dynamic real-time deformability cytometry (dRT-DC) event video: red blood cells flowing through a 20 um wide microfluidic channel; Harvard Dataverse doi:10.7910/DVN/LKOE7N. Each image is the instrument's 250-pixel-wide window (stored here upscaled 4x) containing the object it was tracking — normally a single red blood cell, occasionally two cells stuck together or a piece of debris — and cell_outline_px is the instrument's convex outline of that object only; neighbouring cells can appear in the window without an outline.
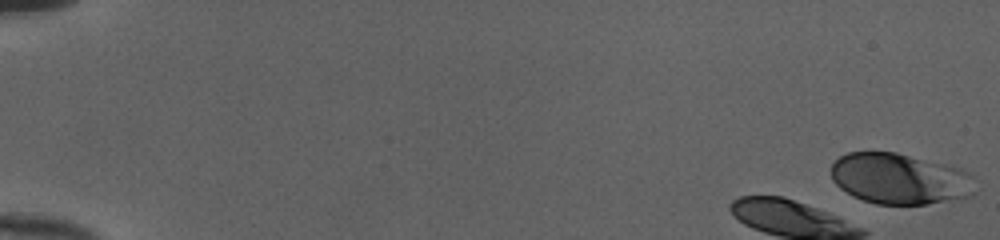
{"species": "human", "species_latin": "Homo sapiens", "temperature_condition": "cold", "stored_images_in_passage": 17, "camera_frame_rate_fps": 3000, "um_per_image_px": 0.085, "donor": {"sex": "female"}, "frame": {"image": 1, "passage_image": 1, "time_ms": 0.0, "image_size_px": [1000, 240], "cell_outline_px": [[980, 188], [972, 196], [924, 204], [876, 204], [852, 196], [840, 188], [832, 180], [832, 164], [840, 156], [848, 152], [896, 152], [960, 168], [968, 172], [972, 176]], "centroid_in_image_um": [76.52, 15.2], "position_along_channel_um": 8.5, "area_um2": 42.95}}